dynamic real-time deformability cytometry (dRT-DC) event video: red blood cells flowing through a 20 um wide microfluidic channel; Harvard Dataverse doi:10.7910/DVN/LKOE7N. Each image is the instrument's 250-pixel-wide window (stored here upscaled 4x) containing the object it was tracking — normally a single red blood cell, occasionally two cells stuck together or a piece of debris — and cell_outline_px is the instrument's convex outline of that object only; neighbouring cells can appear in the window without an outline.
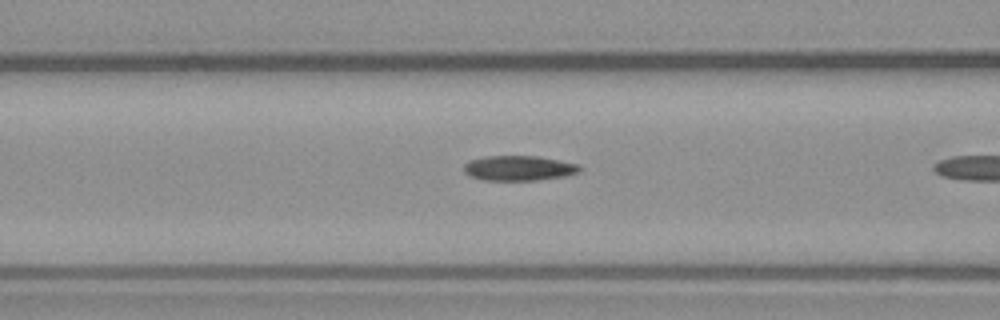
{"species": "common noctule bat (a hibernating species)", "species_latin": "Nyctalus noctula", "temperature_condition": "warm", "stored_images_in_passage": 9, "camera_frame_rate_fps": 3000, "um_per_image_px": 0.085, "animal": {"sex": "male", "body_mass_g": 23.1, "forearm_length_mm": 52.7}, "frame": {"image": 1, "passage_image": 8, "time_ms": 2.333, "image_size_px": [1000, 320], "cell_outline_px": [[580, 172], [564, 176], [536, 180], [484, 180], [468, 176], [464, 172], [464, 164], [468, 160], [484, 156], [540, 156], [580, 164]], "centroid_in_image_um": [44.08, 14.28], "position_along_channel_um": 122.5, "area_um2": 17.05}}